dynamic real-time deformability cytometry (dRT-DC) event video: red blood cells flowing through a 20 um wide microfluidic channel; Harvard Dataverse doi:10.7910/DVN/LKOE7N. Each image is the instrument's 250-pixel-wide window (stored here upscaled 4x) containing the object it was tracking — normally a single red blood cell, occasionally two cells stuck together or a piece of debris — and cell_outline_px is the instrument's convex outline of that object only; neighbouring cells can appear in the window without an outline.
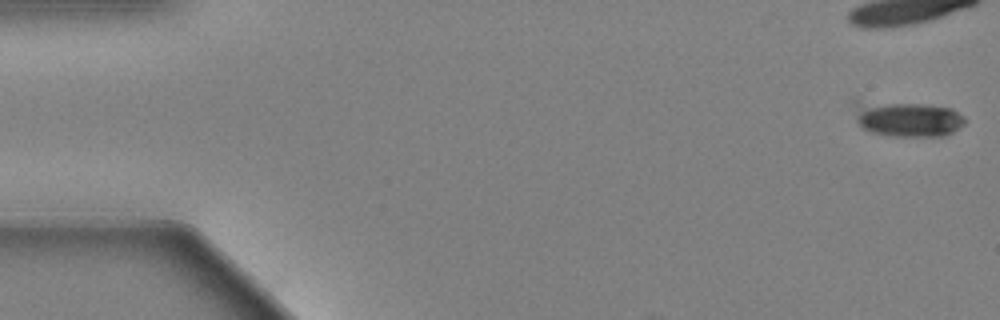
{"species": "Egyptian fruit bat (a non-hibernating species)", "species_latin": "Rousettus aegyptiacus", "temperature_condition": "warm", "stored_images_in_passage": 11, "camera_frame_rate_fps": 3000, "um_per_image_px": 0.085, "animal": {"sex": "female"}, "frame": {"image": 1, "passage_image": 1, "time_ms": 0.0, "image_size_px": [1000, 320], "cell_outline_px": [[964, 124], [952, 132], [944, 136], [892, 136], [872, 132], [864, 128], [856, 120], [848, 100], [852, 96], [856, 96], [924, 104], [952, 108], [964, 116]], "centroid_in_image_um": [76.89, 9.99], "position_along_channel_um": 8.1, "area_um2": 24.45}}